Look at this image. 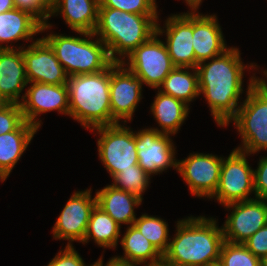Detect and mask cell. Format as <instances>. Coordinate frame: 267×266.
Instances as JSON below:
<instances>
[{"label":"cell","instance_id":"40","mask_svg":"<svg viewBox=\"0 0 267 266\" xmlns=\"http://www.w3.org/2000/svg\"><path fill=\"white\" fill-rule=\"evenodd\" d=\"M189 8H199L203 0H184Z\"/></svg>","mask_w":267,"mask_h":266},{"label":"cell","instance_id":"21","mask_svg":"<svg viewBox=\"0 0 267 266\" xmlns=\"http://www.w3.org/2000/svg\"><path fill=\"white\" fill-rule=\"evenodd\" d=\"M97 205L102 208L119 225H133L136 217L135 208L141 206L143 199L139 196L116 188L112 184L96 190Z\"/></svg>","mask_w":267,"mask_h":266},{"label":"cell","instance_id":"15","mask_svg":"<svg viewBox=\"0 0 267 266\" xmlns=\"http://www.w3.org/2000/svg\"><path fill=\"white\" fill-rule=\"evenodd\" d=\"M186 13L170 14L163 23L157 22L156 33L165 35V45L175 67L196 68L199 64L195 60L193 49V8Z\"/></svg>","mask_w":267,"mask_h":266},{"label":"cell","instance_id":"29","mask_svg":"<svg viewBox=\"0 0 267 266\" xmlns=\"http://www.w3.org/2000/svg\"><path fill=\"white\" fill-rule=\"evenodd\" d=\"M151 178L139 164L127 170H121L112 178V185L118 189L133 193L143 199V193L148 189Z\"/></svg>","mask_w":267,"mask_h":266},{"label":"cell","instance_id":"13","mask_svg":"<svg viewBox=\"0 0 267 266\" xmlns=\"http://www.w3.org/2000/svg\"><path fill=\"white\" fill-rule=\"evenodd\" d=\"M96 204V195L92 198L91 188L84 191H74L52 228L53 238L55 240H67L66 245L71 246L74 241L82 243L91 212Z\"/></svg>","mask_w":267,"mask_h":266},{"label":"cell","instance_id":"9","mask_svg":"<svg viewBox=\"0 0 267 266\" xmlns=\"http://www.w3.org/2000/svg\"><path fill=\"white\" fill-rule=\"evenodd\" d=\"M122 63L142 80L143 85L154 90L175 67L164 41L157 33L140 44Z\"/></svg>","mask_w":267,"mask_h":266},{"label":"cell","instance_id":"27","mask_svg":"<svg viewBox=\"0 0 267 266\" xmlns=\"http://www.w3.org/2000/svg\"><path fill=\"white\" fill-rule=\"evenodd\" d=\"M120 236L121 226L96 204L91 212L82 244L89 243L93 239L94 243L99 247L115 250Z\"/></svg>","mask_w":267,"mask_h":266},{"label":"cell","instance_id":"7","mask_svg":"<svg viewBox=\"0 0 267 266\" xmlns=\"http://www.w3.org/2000/svg\"><path fill=\"white\" fill-rule=\"evenodd\" d=\"M89 131L98 134V157L111 178L138 164L135 131L126 123L100 126Z\"/></svg>","mask_w":267,"mask_h":266},{"label":"cell","instance_id":"5","mask_svg":"<svg viewBox=\"0 0 267 266\" xmlns=\"http://www.w3.org/2000/svg\"><path fill=\"white\" fill-rule=\"evenodd\" d=\"M75 33L80 37L53 32L42 37L53 49L69 77L97 73L113 63L106 45L94 33Z\"/></svg>","mask_w":267,"mask_h":266},{"label":"cell","instance_id":"1","mask_svg":"<svg viewBox=\"0 0 267 266\" xmlns=\"http://www.w3.org/2000/svg\"><path fill=\"white\" fill-rule=\"evenodd\" d=\"M240 52L235 46L229 47L221 55L202 61L196 67L200 96H204L219 127H226L242 104L245 69L256 71L260 68L254 62L244 64Z\"/></svg>","mask_w":267,"mask_h":266},{"label":"cell","instance_id":"41","mask_svg":"<svg viewBox=\"0 0 267 266\" xmlns=\"http://www.w3.org/2000/svg\"><path fill=\"white\" fill-rule=\"evenodd\" d=\"M263 77H258L257 80L267 89V71L262 73Z\"/></svg>","mask_w":267,"mask_h":266},{"label":"cell","instance_id":"11","mask_svg":"<svg viewBox=\"0 0 267 266\" xmlns=\"http://www.w3.org/2000/svg\"><path fill=\"white\" fill-rule=\"evenodd\" d=\"M223 157L212 153H190L177 160L176 172L187 184L190 194L210 199L216 192L220 179Z\"/></svg>","mask_w":267,"mask_h":266},{"label":"cell","instance_id":"31","mask_svg":"<svg viewBox=\"0 0 267 266\" xmlns=\"http://www.w3.org/2000/svg\"><path fill=\"white\" fill-rule=\"evenodd\" d=\"M99 7L119 9L128 13L158 14L156 0H99Z\"/></svg>","mask_w":267,"mask_h":266},{"label":"cell","instance_id":"33","mask_svg":"<svg viewBox=\"0 0 267 266\" xmlns=\"http://www.w3.org/2000/svg\"><path fill=\"white\" fill-rule=\"evenodd\" d=\"M14 6L21 11H25L33 16L41 25V33L47 32L52 28L50 24V14L40 5L39 1L13 0Z\"/></svg>","mask_w":267,"mask_h":266},{"label":"cell","instance_id":"6","mask_svg":"<svg viewBox=\"0 0 267 266\" xmlns=\"http://www.w3.org/2000/svg\"><path fill=\"white\" fill-rule=\"evenodd\" d=\"M252 74L245 99L226 125L233 123L242 139L235 149L249 155L267 151V89L257 80L256 72Z\"/></svg>","mask_w":267,"mask_h":266},{"label":"cell","instance_id":"37","mask_svg":"<svg viewBox=\"0 0 267 266\" xmlns=\"http://www.w3.org/2000/svg\"><path fill=\"white\" fill-rule=\"evenodd\" d=\"M94 263L95 266H103V255H101ZM104 266H139V264L123 261L113 256L109 258L108 262Z\"/></svg>","mask_w":267,"mask_h":266},{"label":"cell","instance_id":"43","mask_svg":"<svg viewBox=\"0 0 267 266\" xmlns=\"http://www.w3.org/2000/svg\"><path fill=\"white\" fill-rule=\"evenodd\" d=\"M209 266H222V265L220 264V262H216V263L210 264Z\"/></svg>","mask_w":267,"mask_h":266},{"label":"cell","instance_id":"26","mask_svg":"<svg viewBox=\"0 0 267 266\" xmlns=\"http://www.w3.org/2000/svg\"><path fill=\"white\" fill-rule=\"evenodd\" d=\"M158 90L190 106L191 102L200 96L197 69L174 67L158 87Z\"/></svg>","mask_w":267,"mask_h":266},{"label":"cell","instance_id":"25","mask_svg":"<svg viewBox=\"0 0 267 266\" xmlns=\"http://www.w3.org/2000/svg\"><path fill=\"white\" fill-rule=\"evenodd\" d=\"M122 236L119 242L124 255H115L114 257L139 264L140 266H157L162 264L163 255L134 225L128 226Z\"/></svg>","mask_w":267,"mask_h":266},{"label":"cell","instance_id":"4","mask_svg":"<svg viewBox=\"0 0 267 266\" xmlns=\"http://www.w3.org/2000/svg\"><path fill=\"white\" fill-rule=\"evenodd\" d=\"M69 117L84 129L112 125L110 66L100 72L68 77Z\"/></svg>","mask_w":267,"mask_h":266},{"label":"cell","instance_id":"32","mask_svg":"<svg viewBox=\"0 0 267 266\" xmlns=\"http://www.w3.org/2000/svg\"><path fill=\"white\" fill-rule=\"evenodd\" d=\"M24 121L20 104L6 103L0 108V135L16 130Z\"/></svg>","mask_w":267,"mask_h":266},{"label":"cell","instance_id":"16","mask_svg":"<svg viewBox=\"0 0 267 266\" xmlns=\"http://www.w3.org/2000/svg\"><path fill=\"white\" fill-rule=\"evenodd\" d=\"M30 84V85H29ZM23 93L20 103L26 122L41 128V114L57 111L58 114L69 116V98L67 84L50 85L46 83L32 82Z\"/></svg>","mask_w":267,"mask_h":266},{"label":"cell","instance_id":"14","mask_svg":"<svg viewBox=\"0 0 267 266\" xmlns=\"http://www.w3.org/2000/svg\"><path fill=\"white\" fill-rule=\"evenodd\" d=\"M224 208L230 210L222 224L226 242L243 244L267 224V199L233 202L224 205Z\"/></svg>","mask_w":267,"mask_h":266},{"label":"cell","instance_id":"28","mask_svg":"<svg viewBox=\"0 0 267 266\" xmlns=\"http://www.w3.org/2000/svg\"><path fill=\"white\" fill-rule=\"evenodd\" d=\"M133 225L162 255L167 251L170 241V231L166 220L144 213L135 219Z\"/></svg>","mask_w":267,"mask_h":266},{"label":"cell","instance_id":"39","mask_svg":"<svg viewBox=\"0 0 267 266\" xmlns=\"http://www.w3.org/2000/svg\"><path fill=\"white\" fill-rule=\"evenodd\" d=\"M14 8L13 0H0V13H4Z\"/></svg>","mask_w":267,"mask_h":266},{"label":"cell","instance_id":"42","mask_svg":"<svg viewBox=\"0 0 267 266\" xmlns=\"http://www.w3.org/2000/svg\"><path fill=\"white\" fill-rule=\"evenodd\" d=\"M261 266H267V255L261 259Z\"/></svg>","mask_w":267,"mask_h":266},{"label":"cell","instance_id":"23","mask_svg":"<svg viewBox=\"0 0 267 266\" xmlns=\"http://www.w3.org/2000/svg\"><path fill=\"white\" fill-rule=\"evenodd\" d=\"M99 4V0H59L50 18L61 15L72 31L94 33L98 22Z\"/></svg>","mask_w":267,"mask_h":266},{"label":"cell","instance_id":"12","mask_svg":"<svg viewBox=\"0 0 267 266\" xmlns=\"http://www.w3.org/2000/svg\"><path fill=\"white\" fill-rule=\"evenodd\" d=\"M138 164L150 175H157L169 168L177 170L176 146L170 134L146 128L135 131Z\"/></svg>","mask_w":267,"mask_h":266},{"label":"cell","instance_id":"35","mask_svg":"<svg viewBox=\"0 0 267 266\" xmlns=\"http://www.w3.org/2000/svg\"><path fill=\"white\" fill-rule=\"evenodd\" d=\"M243 245L254 255L263 259L267 255V224L249 237Z\"/></svg>","mask_w":267,"mask_h":266},{"label":"cell","instance_id":"8","mask_svg":"<svg viewBox=\"0 0 267 266\" xmlns=\"http://www.w3.org/2000/svg\"><path fill=\"white\" fill-rule=\"evenodd\" d=\"M249 154L240 150H231L228 157L223 156L220 179L215 199L221 205L255 199L254 169L247 161ZM254 194L253 197L250 195Z\"/></svg>","mask_w":267,"mask_h":266},{"label":"cell","instance_id":"10","mask_svg":"<svg viewBox=\"0 0 267 266\" xmlns=\"http://www.w3.org/2000/svg\"><path fill=\"white\" fill-rule=\"evenodd\" d=\"M142 88V80L122 62H113L110 65L112 125L132 122L134 112L143 98Z\"/></svg>","mask_w":267,"mask_h":266},{"label":"cell","instance_id":"24","mask_svg":"<svg viewBox=\"0 0 267 266\" xmlns=\"http://www.w3.org/2000/svg\"><path fill=\"white\" fill-rule=\"evenodd\" d=\"M38 128L24 121L16 130L0 135V173L7 179L31 143Z\"/></svg>","mask_w":267,"mask_h":266},{"label":"cell","instance_id":"22","mask_svg":"<svg viewBox=\"0 0 267 266\" xmlns=\"http://www.w3.org/2000/svg\"><path fill=\"white\" fill-rule=\"evenodd\" d=\"M150 112L152 113L160 133L175 135L183 125L190 113V107L183 101L171 95L162 93L157 89L156 96L151 103Z\"/></svg>","mask_w":267,"mask_h":266},{"label":"cell","instance_id":"2","mask_svg":"<svg viewBox=\"0 0 267 266\" xmlns=\"http://www.w3.org/2000/svg\"><path fill=\"white\" fill-rule=\"evenodd\" d=\"M167 251L163 254L165 266H209L219 262L225 242L222 226L213 217L188 216L175 225Z\"/></svg>","mask_w":267,"mask_h":266},{"label":"cell","instance_id":"36","mask_svg":"<svg viewBox=\"0 0 267 266\" xmlns=\"http://www.w3.org/2000/svg\"><path fill=\"white\" fill-rule=\"evenodd\" d=\"M255 197L267 199V156L259 158L257 169H254Z\"/></svg>","mask_w":267,"mask_h":266},{"label":"cell","instance_id":"18","mask_svg":"<svg viewBox=\"0 0 267 266\" xmlns=\"http://www.w3.org/2000/svg\"><path fill=\"white\" fill-rule=\"evenodd\" d=\"M193 8V49L195 60L200 63L221 55L227 46L216 14H202Z\"/></svg>","mask_w":267,"mask_h":266},{"label":"cell","instance_id":"19","mask_svg":"<svg viewBox=\"0 0 267 266\" xmlns=\"http://www.w3.org/2000/svg\"><path fill=\"white\" fill-rule=\"evenodd\" d=\"M27 86L23 48L0 50V98L5 103L20 104Z\"/></svg>","mask_w":267,"mask_h":266},{"label":"cell","instance_id":"34","mask_svg":"<svg viewBox=\"0 0 267 266\" xmlns=\"http://www.w3.org/2000/svg\"><path fill=\"white\" fill-rule=\"evenodd\" d=\"M46 266H95V263L86 265L82 256L75 250L74 246L66 245Z\"/></svg>","mask_w":267,"mask_h":266},{"label":"cell","instance_id":"3","mask_svg":"<svg viewBox=\"0 0 267 266\" xmlns=\"http://www.w3.org/2000/svg\"><path fill=\"white\" fill-rule=\"evenodd\" d=\"M157 22L159 14H136L99 7L94 35L106 45L113 62H122L156 33Z\"/></svg>","mask_w":267,"mask_h":266},{"label":"cell","instance_id":"45","mask_svg":"<svg viewBox=\"0 0 267 266\" xmlns=\"http://www.w3.org/2000/svg\"><path fill=\"white\" fill-rule=\"evenodd\" d=\"M6 179L2 176V174L0 173V182H4Z\"/></svg>","mask_w":267,"mask_h":266},{"label":"cell","instance_id":"20","mask_svg":"<svg viewBox=\"0 0 267 266\" xmlns=\"http://www.w3.org/2000/svg\"><path fill=\"white\" fill-rule=\"evenodd\" d=\"M41 27L33 16L20 9L14 8L0 13V50L22 49L25 47L23 44L18 47L13 45L20 40L35 42L34 35L41 33Z\"/></svg>","mask_w":267,"mask_h":266},{"label":"cell","instance_id":"44","mask_svg":"<svg viewBox=\"0 0 267 266\" xmlns=\"http://www.w3.org/2000/svg\"><path fill=\"white\" fill-rule=\"evenodd\" d=\"M6 103L0 98V108L4 106Z\"/></svg>","mask_w":267,"mask_h":266},{"label":"cell","instance_id":"17","mask_svg":"<svg viewBox=\"0 0 267 266\" xmlns=\"http://www.w3.org/2000/svg\"><path fill=\"white\" fill-rule=\"evenodd\" d=\"M26 45L28 46L23 48V58L28 83L67 84L69 76L43 38H36L35 42Z\"/></svg>","mask_w":267,"mask_h":266},{"label":"cell","instance_id":"38","mask_svg":"<svg viewBox=\"0 0 267 266\" xmlns=\"http://www.w3.org/2000/svg\"><path fill=\"white\" fill-rule=\"evenodd\" d=\"M31 1H39L40 5L51 14L57 7L59 0H31Z\"/></svg>","mask_w":267,"mask_h":266},{"label":"cell","instance_id":"30","mask_svg":"<svg viewBox=\"0 0 267 266\" xmlns=\"http://www.w3.org/2000/svg\"><path fill=\"white\" fill-rule=\"evenodd\" d=\"M219 262L222 266H261V259L254 256L243 244L224 242Z\"/></svg>","mask_w":267,"mask_h":266}]
</instances>
